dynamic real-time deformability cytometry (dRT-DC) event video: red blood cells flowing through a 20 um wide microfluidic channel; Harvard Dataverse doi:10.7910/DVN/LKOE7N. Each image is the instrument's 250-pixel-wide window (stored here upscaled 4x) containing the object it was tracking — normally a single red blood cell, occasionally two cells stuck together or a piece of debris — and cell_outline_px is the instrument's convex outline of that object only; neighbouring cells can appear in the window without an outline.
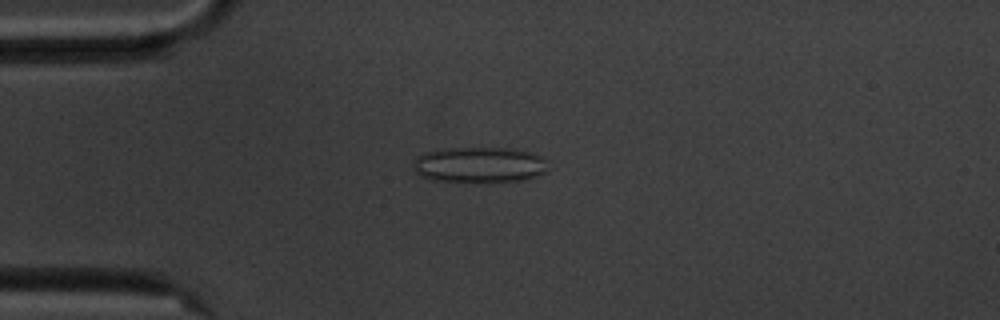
{"species": "common noctule bat (a hibernating species)", "species_latin": "Nyctalus noctula", "temperature_condition": "cold", "stored_images_in_passage": 55, "camera_frame_rate_fps": 3000, "um_per_image_px": 0.085, "animal": {"sex": "male", "body_mass_g": 20.1, "forearm_length_mm": 53.5}, "frame": {"image": 1, "passage_image": 13, "time_ms": 4.0, "image_size_px": [1000, 320], "cell_outline_px": [[544, 172], [520, 180], [432, 180], [420, 176], [412, 168], [416, 156], [424, 152], [444, 148], [512, 148], [528, 152], [540, 156], [544, 160]], "centroid_in_image_um": [40.63, 13.97], "position_along_channel_um": 44.4, "area_um2": 27.11}}
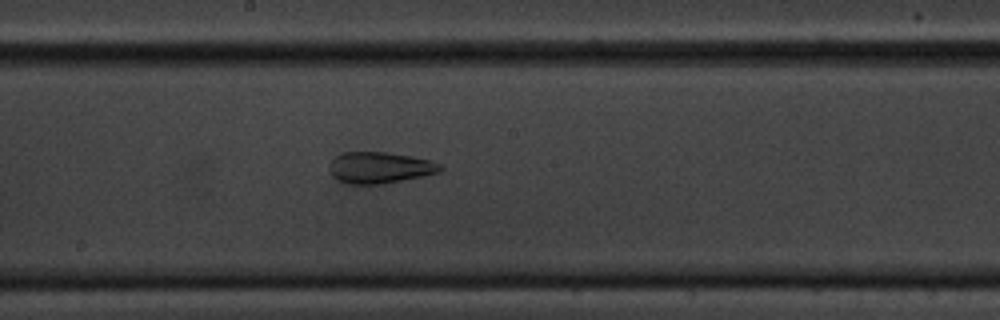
{"frame": {"image": 2, "passage_image": 29, "time_ms": 9.333, "image_size_px": [1000, 320], "cell_outline_px": [[444, 168], [440, 172], [424, 176], [380, 184], [348, 184], [336, 180], [332, 176], [328, 168], [332, 160], [340, 152], [384, 152], [412, 156], [432, 160], [440, 164]], "centroid_in_image_um": [32.27, 14.25], "position_along_channel_um": 215.9, "area_um2": 20.46}}
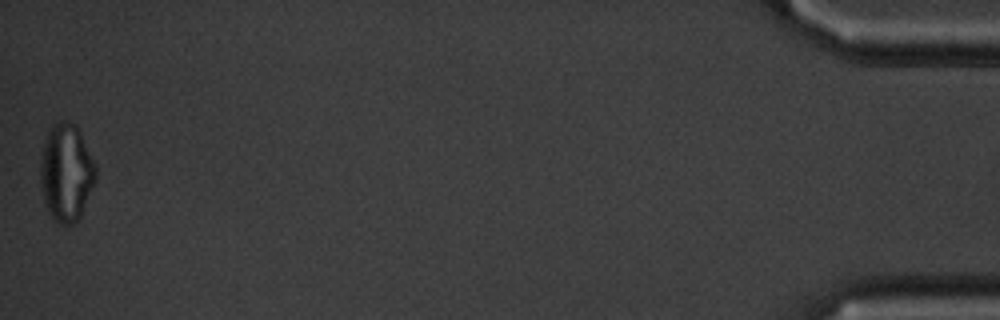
{"frame": {"image": 3, "passage_image": 55, "time_ms": 18.0, "image_size_px": [1000, 320], "cell_outline_px": [[96, 180], [80, 216], [72, 224], [60, 224], [48, 212], [40, 188], [40, 164], [44, 144], [48, 128], [56, 120], [76, 124], [96, 164]], "centroid_in_image_um": [5.62, 14.64], "position_along_channel_um": 429.6, "area_um2": 31.5}, "authors_computed_cell_mechanics": {"area_um2": 27.1082, "velocity_mm_per_s": 3.5495, "shape_relaxation_time_tau1_ms": null, "shape_relaxation_time_tau2_ms": 2.4334, "deformation_change_tau1": null, "deformation_change_tau2": 0.1097}}